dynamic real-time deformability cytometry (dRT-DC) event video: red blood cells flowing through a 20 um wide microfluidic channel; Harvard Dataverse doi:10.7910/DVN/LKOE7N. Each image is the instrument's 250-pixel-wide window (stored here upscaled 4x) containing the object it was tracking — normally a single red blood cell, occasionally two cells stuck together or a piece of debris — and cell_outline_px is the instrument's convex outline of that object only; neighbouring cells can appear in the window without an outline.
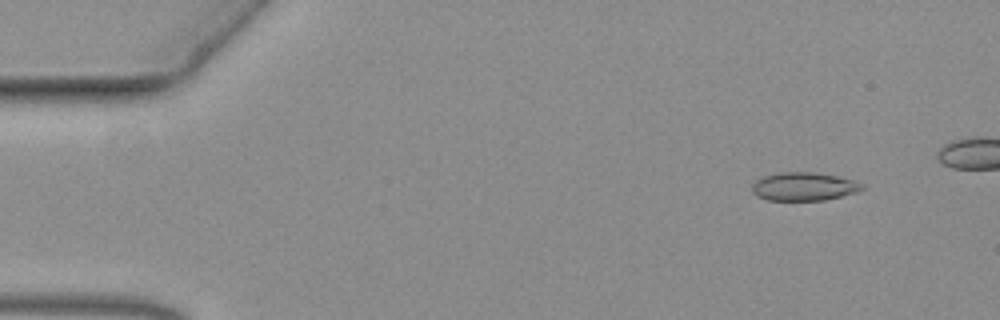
{"species": "common noctule bat (a hibernating species)", "species_latin": "Nyctalus noctula", "temperature_condition": "warm", "stored_images_in_passage": 18, "camera_frame_rate_fps": 3000, "um_per_image_px": 0.085, "animal": {"sex": "female", "body_mass_g": 19.3, "forearm_length_mm": 54.1}, "frame": {"image": 1, "passage_image": 6, "time_ms": 1.667, "image_size_px": [1000, 320], "cell_outline_px": [[864, 188], [856, 192], [824, 200], [768, 200], [756, 196], [752, 192], [752, 184], [756, 180], [764, 176], [780, 172], [816, 172], [836, 176], [852, 180], [864, 184]], "centroid_in_image_um": [68.3, 15.85], "position_along_channel_um": 16.7, "area_um2": 18.09}}